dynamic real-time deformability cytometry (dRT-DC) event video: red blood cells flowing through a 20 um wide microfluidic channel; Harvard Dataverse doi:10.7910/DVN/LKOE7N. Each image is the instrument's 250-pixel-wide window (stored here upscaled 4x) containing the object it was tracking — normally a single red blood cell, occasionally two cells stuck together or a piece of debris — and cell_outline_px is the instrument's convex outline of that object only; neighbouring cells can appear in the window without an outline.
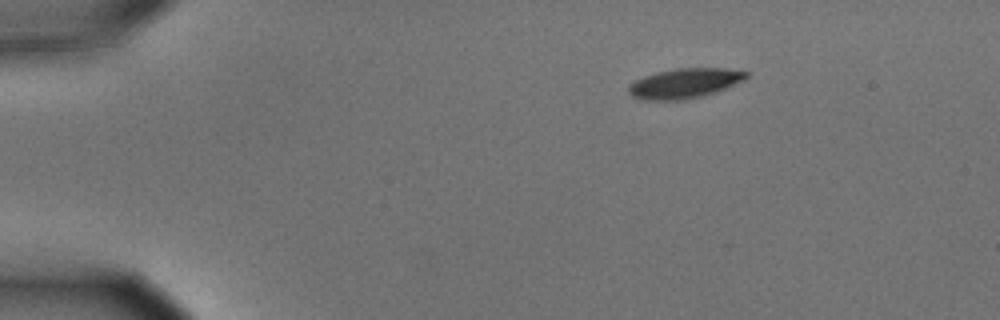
{"species": "common noctule bat (a hibernating species)", "species_latin": "Nyctalus noctula", "temperature_condition": "cold", "stored_images_in_passage": 48, "camera_frame_rate_fps": 3000, "um_per_image_px": 0.085, "animal": {"sex": "male", "body_mass_g": 15.6}, "frame": {"image": 1, "passage_image": 1, "time_ms": 0.0, "image_size_px": [1000, 320], "cell_outline_px": [[748, 76], [744, 80], [724, 88], [700, 96], [684, 100], [644, 100], [632, 96], [628, 92], [628, 84], [644, 76], [656, 72], [676, 68], [724, 68], [748, 72]], "centroid_in_image_um": [58.14, 7.07], "position_along_channel_um": 26.9, "area_um2": 20.29}}
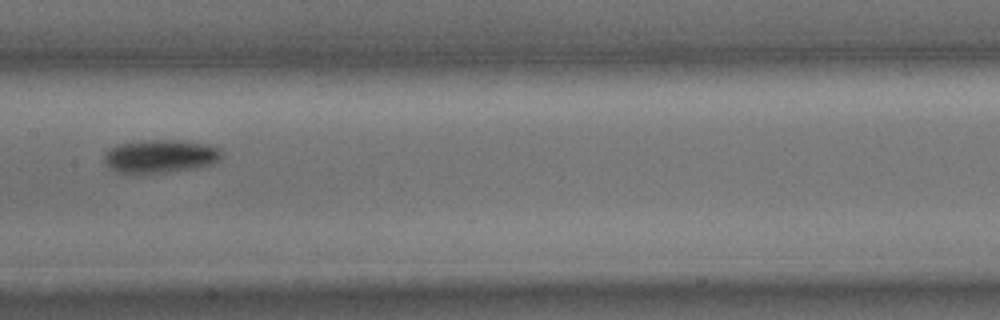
{"frame": {"image": 2, "passage_image": 21, "time_ms": 6.667, "image_size_px": [1000, 320], "cell_outline_px": [[220, 156], [212, 164], [196, 168], [168, 172], [116, 172], [108, 168], [104, 164], [104, 152], [116, 144], [144, 140], [180, 140], [208, 144], [220, 148]], "centroid_in_image_um": [13.57, 13.26], "position_along_channel_um": 193.8, "area_um2": 22.72}}
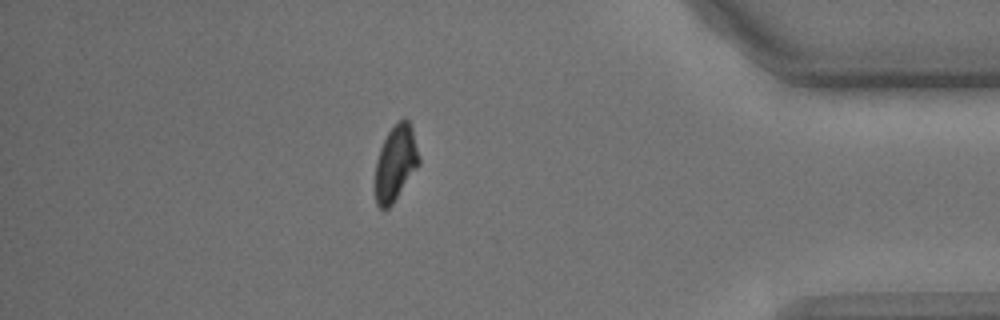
{"frame": {"image": 3, "passage_image": 41, "time_ms": 13.333, "image_size_px": [1000, 320], "cell_outline_px": [[420, 164], [392, 204], [388, 208], [380, 208], [376, 204], [376, 160], [380, 148], [388, 132], [404, 116], [408, 120], [412, 128], [420, 156]], "centroid_in_image_um": [33.65, 13.84], "position_along_channel_um": 401.6, "area_um2": 19.07}, "authors_computed_cell_mechanics": {"area_um2": 21.097, "velocity_mm_per_s": 3.61, "shape_relaxation_time_tau1_ms": 2.912, "shape_relaxation_time_tau2_ms": null, "deformation_change_tau1": 0.1167, "deformation_change_tau2": null}}